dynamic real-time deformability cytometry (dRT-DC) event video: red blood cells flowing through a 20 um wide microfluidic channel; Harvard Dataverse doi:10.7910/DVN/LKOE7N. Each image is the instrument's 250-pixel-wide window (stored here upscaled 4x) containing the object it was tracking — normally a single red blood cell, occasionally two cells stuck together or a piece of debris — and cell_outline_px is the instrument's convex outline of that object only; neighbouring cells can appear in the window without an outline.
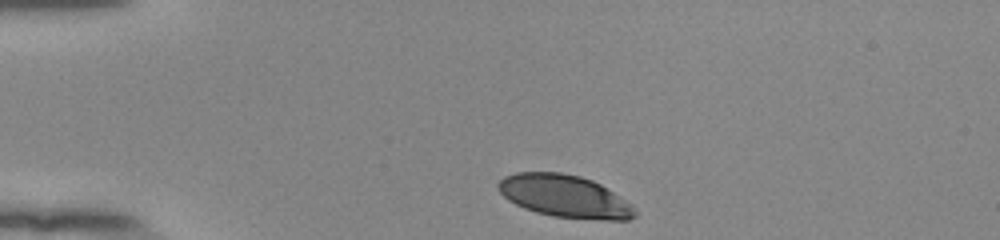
{"species": "human", "species_latin": "Homo sapiens", "temperature_condition": "room temperature", "stored_images_in_passage": 35, "camera_frame_rate_fps": 3000, "um_per_image_px": 0.085, "donor": {"sex": "female"}, "frame": {"image": 1, "passage_image": 1, "time_ms": 0.0, "image_size_px": [1000, 240], "cell_outline_px": [[636, 216], [628, 220], [604, 220], [552, 216], [536, 212], [524, 208], [508, 200], [496, 188], [496, 184], [504, 176], [516, 172], [560, 172], [580, 176], [592, 180], [600, 184], [632, 204], [636, 212]], "centroid_in_image_um": [47.98, 16.67], "position_along_channel_um": 37.0, "area_um2": 33.87}}
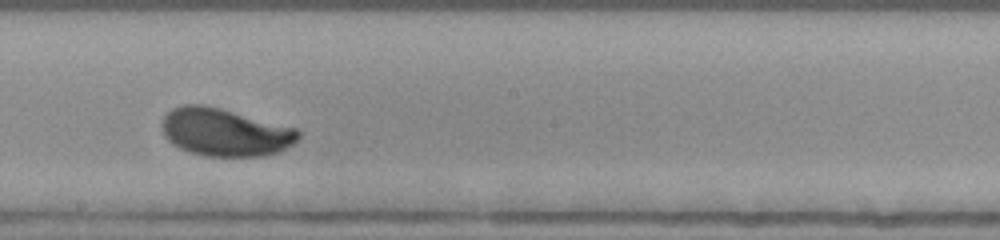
{"frame": {"image": 2, "passage_image": 20, "time_ms": 6.333, "image_size_px": [1000, 240], "cell_outline_px": [[300, 136], [292, 144], [280, 152], [264, 156], [204, 156], [188, 152], [172, 144], [164, 136], [160, 124], [164, 116], [172, 108], [184, 104], [204, 104], [220, 108], [296, 128], [300, 132]], "centroid_in_image_um": [19.08, 11.24], "position_along_channel_um": 229.1, "area_um2": 38.15}}
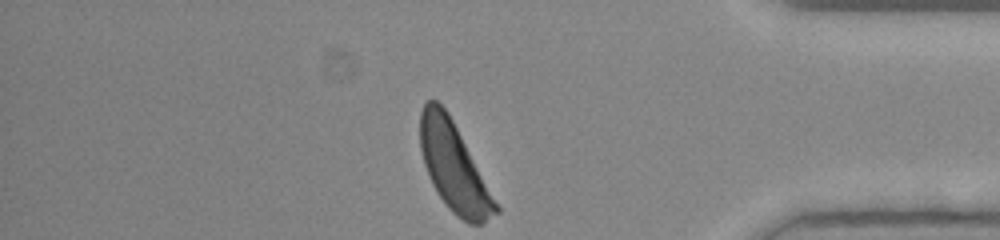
{"frame": {"image": 3, "passage_image": 35, "time_ms": 11.333, "image_size_px": [1000, 240], "cell_outline_px": [[500, 212], [480, 224], [468, 224], [456, 216], [448, 208], [436, 192], [428, 176], [424, 164], [420, 148], [420, 112], [424, 104], [428, 100], [436, 100], [448, 112], [500, 208]], "centroid_in_image_um": [38.56, 14.22], "position_along_channel_um": 396.6, "area_um2": 38.49}, "authors_computed_cell_mechanics": {"area_um2": 37.57, "velocity_mm_per_s": 3.8394, "shape_relaxation_time_tau1_ms": 3.4841, "shape_relaxation_time_tau2_ms": null, "deformation_change_tau1": 0.1519, "deformation_change_tau2": null}}